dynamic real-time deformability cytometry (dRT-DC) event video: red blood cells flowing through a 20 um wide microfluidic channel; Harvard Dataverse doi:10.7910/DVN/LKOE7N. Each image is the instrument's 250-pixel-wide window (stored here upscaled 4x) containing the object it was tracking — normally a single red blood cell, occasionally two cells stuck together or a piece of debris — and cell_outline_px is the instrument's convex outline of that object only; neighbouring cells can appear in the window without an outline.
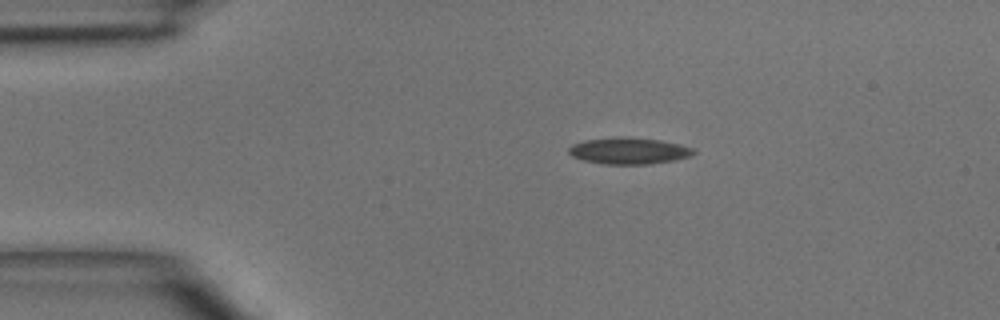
{"species": "common noctule bat (a hibernating species)", "species_latin": "Nyctalus noctula", "temperature_condition": "room temperature", "stored_images_in_passage": 4, "camera_frame_rate_fps": 3000, "um_per_image_px": 0.085, "animal": {"sex": "male", "body_mass_g": 15.6}, "frame": {"image": 1, "passage_image": 3, "time_ms": 2.333, "image_size_px": [1000, 320], "cell_outline_px": [[696, 152], [688, 156], [672, 160], [648, 164], [604, 164], [584, 160], [572, 156], [568, 152], [568, 148], [572, 144], [584, 140], [616, 136], [620, 136], [660, 140], [680, 144], [692, 148]], "centroid_in_image_um": [53.4, 12.8], "position_along_channel_um": 31.6, "area_um2": 19.19}}